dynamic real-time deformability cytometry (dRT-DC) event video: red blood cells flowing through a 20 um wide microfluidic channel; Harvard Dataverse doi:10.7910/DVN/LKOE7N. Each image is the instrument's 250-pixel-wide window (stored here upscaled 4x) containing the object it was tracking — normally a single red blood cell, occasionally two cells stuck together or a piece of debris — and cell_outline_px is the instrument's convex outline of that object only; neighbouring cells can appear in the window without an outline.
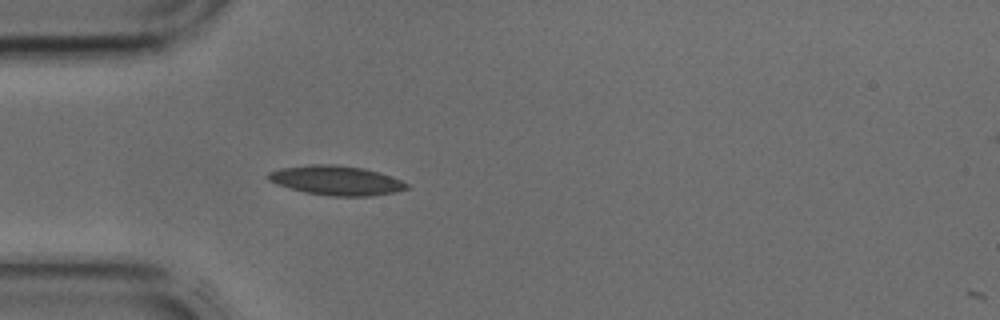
{"species": "common noctule bat (a hibernating species)", "species_latin": "Nyctalus noctula", "temperature_condition": "cold", "stored_images_in_passage": 2, "camera_frame_rate_fps": 3000, "um_per_image_px": 0.085, "animal": {"sex": "male", "body_mass_g": 17.9, "forearm_length_mm": 54.2}, "frame": {"image": 1, "passage_image": 1, "time_ms": 0.0, "image_size_px": [1000, 320], "cell_outline_px": [[408, 188], [396, 192], [372, 196], [332, 196], [304, 192], [276, 184], [268, 180], [264, 176], [268, 172], [280, 168], [308, 164], [332, 164], [364, 168], [400, 180], [408, 184]], "centroid_in_image_um": [28.51, 15.33], "position_along_channel_um": 56.5, "area_um2": 23.76}}